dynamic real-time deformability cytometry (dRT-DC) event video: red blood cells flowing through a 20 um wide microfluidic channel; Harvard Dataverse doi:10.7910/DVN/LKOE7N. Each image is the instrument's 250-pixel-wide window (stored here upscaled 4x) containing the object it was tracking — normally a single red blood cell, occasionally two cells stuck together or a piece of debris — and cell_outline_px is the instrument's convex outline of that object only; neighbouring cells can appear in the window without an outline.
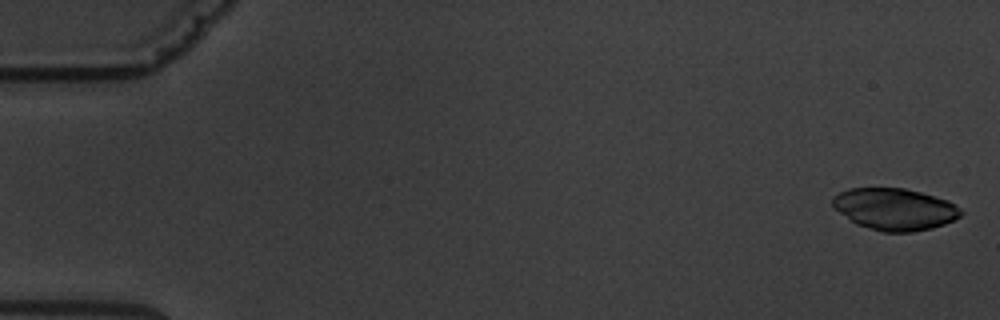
{"species": "common noctule bat (a hibernating species)", "species_latin": "Nyctalus noctula", "temperature_condition": "warm", "stored_images_in_passage": 5, "camera_frame_rate_fps": 3000, "um_per_image_px": 0.085, "animal": {"sex": "male", "body_mass_g": 19.5, "forearm_length_mm": 54.6}, "frame": {"image": 1, "passage_image": 1, "time_ms": 0.0, "image_size_px": [1000, 320], "cell_outline_px": [[964, 212], [960, 216], [944, 224], [932, 228], [912, 232], [884, 232], [856, 224], [840, 212], [832, 204], [832, 196], [848, 188], [904, 188], [920, 192], [948, 200]], "centroid_in_image_um": [76.05, 17.77], "position_along_channel_um": 9.0, "area_um2": 31.04}}